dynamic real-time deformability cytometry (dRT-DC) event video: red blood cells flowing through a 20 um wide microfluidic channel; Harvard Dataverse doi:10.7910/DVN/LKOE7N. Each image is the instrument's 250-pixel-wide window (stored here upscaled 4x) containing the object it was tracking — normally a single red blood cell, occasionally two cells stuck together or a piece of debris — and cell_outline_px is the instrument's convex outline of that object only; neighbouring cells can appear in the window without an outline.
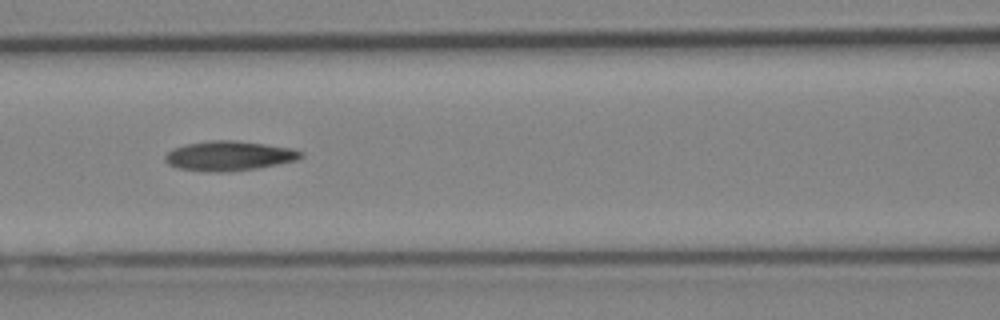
{"species": "Egyptian fruit bat (a non-hibernating species)", "species_latin": "Rousettus aegyptiacus", "temperature_condition": "cold", "stored_images_in_passage": 44, "camera_frame_rate_fps": 3000, "um_per_image_px": 0.085, "animal": {"sex": "female"}, "frame": {"image": 1, "passage_image": 15, "time_ms": 4.667, "image_size_px": [1000, 320], "cell_outline_px": [[304, 156], [296, 160], [256, 168], [228, 172], [212, 172], [176, 168], [168, 164], [164, 160], [164, 156], [172, 148], [184, 144], [212, 140], [232, 140], [264, 144], [292, 148], [304, 152]], "centroid_in_image_um": [19.43, 13.25], "position_along_channel_um": 147.2, "area_um2": 23.52}}
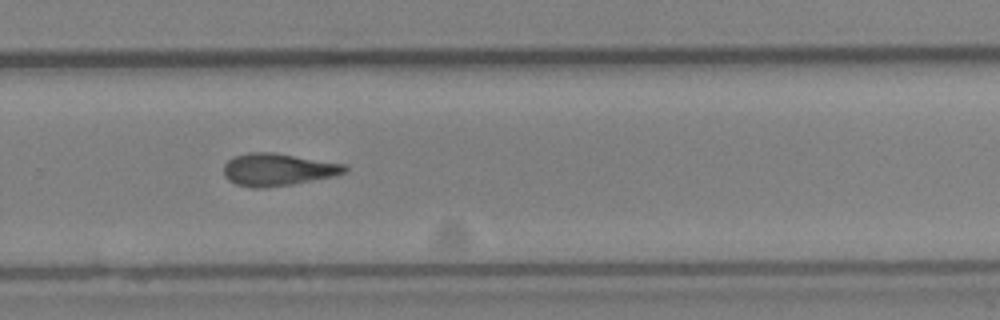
{"frame": {"image": 2, "passage_image": 27, "time_ms": 8.667, "image_size_px": [1000, 320], "cell_outline_px": [[348, 172], [336, 176], [292, 184], [264, 188], [252, 188], [236, 184], [228, 180], [224, 176], [224, 164], [228, 160], [236, 156], [248, 152], [272, 152], [344, 164], [348, 168]], "centroid_in_image_um": [23.62, 14.42], "position_along_channel_um": 306.2, "area_um2": 22.89}}
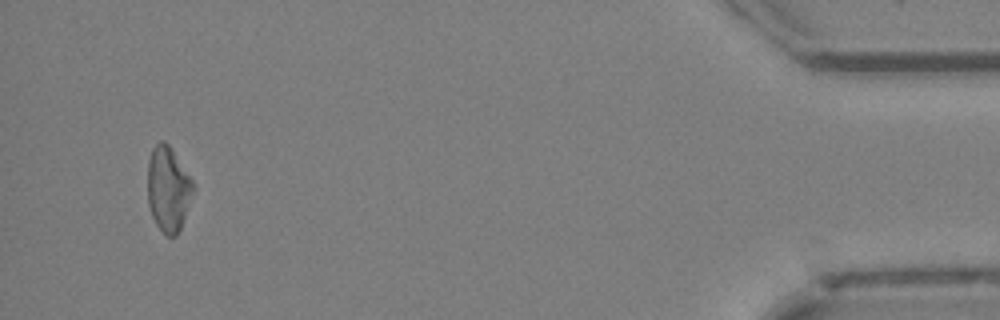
{"frame": {"image": 3, "passage_image": 42, "time_ms": 13.667, "image_size_px": [1000, 320], "cell_outline_px": [[196, 188], [180, 228], [176, 236], [164, 236], [156, 224], [152, 216], [148, 204], [148, 160], [152, 148], [160, 140], [164, 140], [168, 144], [192, 180]], "centroid_in_image_um": [14.29, 16.08], "position_along_channel_um": 420.9, "area_um2": 22.6}}